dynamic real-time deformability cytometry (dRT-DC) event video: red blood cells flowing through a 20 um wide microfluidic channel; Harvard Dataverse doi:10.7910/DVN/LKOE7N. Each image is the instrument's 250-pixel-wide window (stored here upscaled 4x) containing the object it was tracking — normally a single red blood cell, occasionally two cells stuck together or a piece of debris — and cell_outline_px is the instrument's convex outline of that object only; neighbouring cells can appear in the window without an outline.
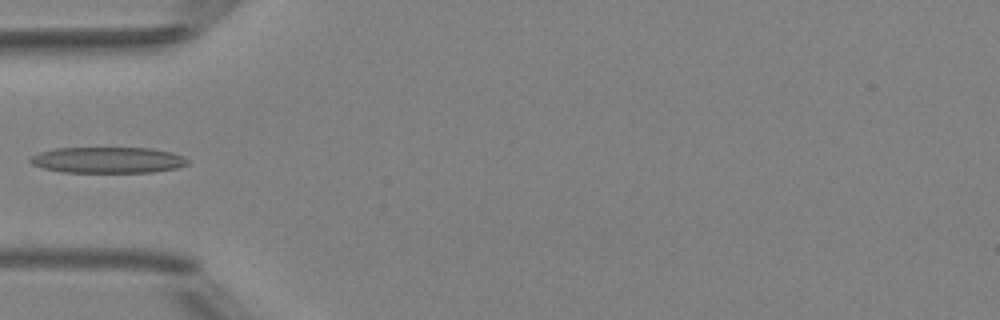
{"species": "Egyptian fruit bat (a non-hibernating species)", "species_latin": "Rousettus aegyptiacus", "temperature_condition": "room temperature", "stored_images_in_passage": 3, "camera_frame_rate_fps": 3000, "um_per_image_px": 0.085, "animal": {"sex": "female"}, "frame": {"image": 1, "passage_image": 3, "time_ms": 3.333, "image_size_px": [1000, 320], "cell_outline_px": [[188, 164], [176, 168], [152, 172], [60, 172], [44, 168], [32, 164], [28, 160], [32, 156], [40, 152], [56, 148], [152, 148], [172, 152], [184, 156], [188, 160]], "centroid_in_image_um": [9.18, 13.6], "position_along_channel_um": 75.8, "area_um2": 23.87}}